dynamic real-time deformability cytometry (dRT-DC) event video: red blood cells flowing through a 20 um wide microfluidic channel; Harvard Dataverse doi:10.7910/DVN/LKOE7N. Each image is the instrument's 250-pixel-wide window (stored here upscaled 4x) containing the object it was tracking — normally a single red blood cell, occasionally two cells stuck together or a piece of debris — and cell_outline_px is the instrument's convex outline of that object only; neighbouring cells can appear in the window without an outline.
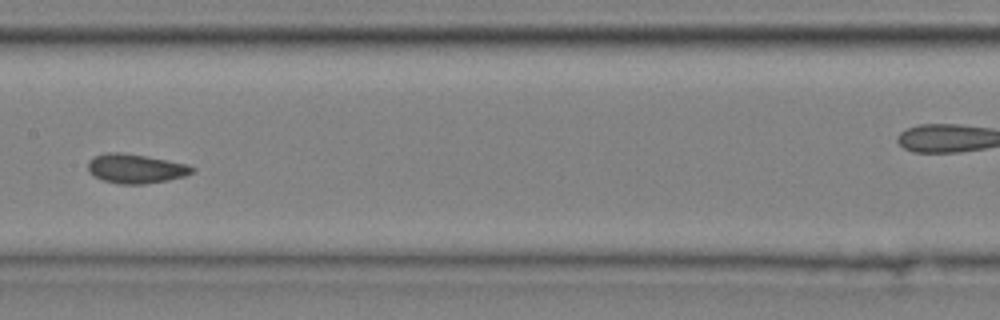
{"species": "common noctule bat (a hibernating species)", "species_latin": "Nyctalus noctula", "temperature_condition": "cold", "stored_images_in_passage": 6, "segment_of_instrument_passage": [1, 2], "camera_frame_rate_fps": 3000, "um_per_image_px": 0.085, "animal": {"sex": "male", "body_mass_g": 20.4}, "frame": {"image": 1, "passage_image": 5, "time_ms": 1.333, "image_size_px": [1000, 320], "cell_outline_px": [[196, 168], [192, 172], [184, 176], [168, 180], [144, 184], [120, 184], [104, 180], [88, 172], [88, 160], [92, 156], [104, 152], [124, 152], [148, 156], [188, 164]], "centroid_in_image_um": [11.51, 14.31], "position_along_channel_um": 195.9, "area_um2": 17.98}}